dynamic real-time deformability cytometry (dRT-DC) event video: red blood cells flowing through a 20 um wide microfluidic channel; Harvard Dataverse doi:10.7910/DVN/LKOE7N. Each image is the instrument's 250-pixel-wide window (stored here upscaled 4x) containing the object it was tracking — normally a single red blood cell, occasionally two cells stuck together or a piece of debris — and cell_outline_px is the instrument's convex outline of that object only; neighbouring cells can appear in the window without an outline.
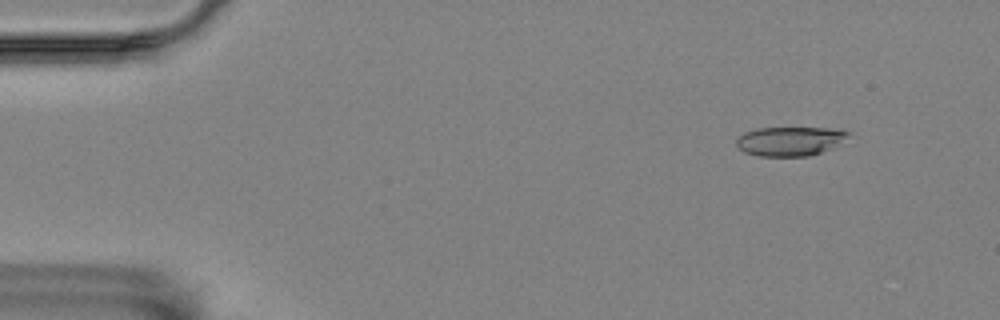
{"species": "Egyptian fruit bat (a non-hibernating species)", "species_latin": "Rousettus aegyptiacus", "temperature_condition": "room temperature", "stored_images_in_passage": 6, "camera_frame_rate_fps": 3000, "um_per_image_px": 0.085, "animal": {"sex": "female"}, "frame": {"image": 1, "passage_image": 2, "time_ms": 0.333, "image_size_px": [1000, 320], "cell_outline_px": [[852, 132], [848, 136], [832, 148], [808, 156], [760, 156], [744, 152], [736, 144], [736, 140], [744, 132], [756, 128], [828, 128]], "centroid_in_image_um": [67.12, 11.99], "position_along_channel_um": 17.9, "area_um2": 18.84}}
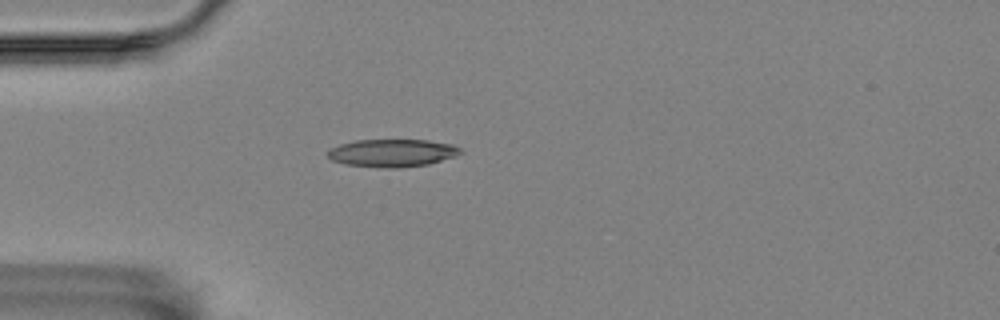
{"frame": {"image": 2, "passage_image": 4, "time_ms": 1.0, "image_size_px": [1000, 320], "cell_outline_px": [[464, 152], [456, 156], [428, 164], [400, 168], [388, 168], [344, 164], [332, 160], [328, 156], [328, 152], [332, 148], [340, 144], [356, 140], [428, 140], [452, 144], [460, 148]], "centroid_in_image_um": [33.38, 13.0], "position_along_channel_um": 51.6, "area_um2": 21.39}}
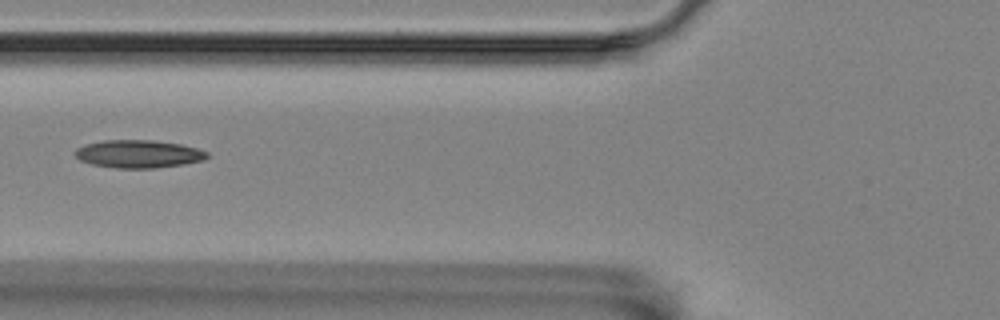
{"frame": {"image": 3, "passage_image": 6, "time_ms": 1.667, "image_size_px": [1000, 320], "cell_outline_px": [[208, 156], [204, 160], [184, 164], [156, 168], [116, 168], [92, 164], [80, 160], [72, 152], [76, 148], [84, 144], [104, 140], [152, 140], [180, 144], [196, 148], [208, 152]], "centroid_in_image_um": [11.74, 13.08], "position_along_channel_um": 114.1, "area_um2": 21.5}}